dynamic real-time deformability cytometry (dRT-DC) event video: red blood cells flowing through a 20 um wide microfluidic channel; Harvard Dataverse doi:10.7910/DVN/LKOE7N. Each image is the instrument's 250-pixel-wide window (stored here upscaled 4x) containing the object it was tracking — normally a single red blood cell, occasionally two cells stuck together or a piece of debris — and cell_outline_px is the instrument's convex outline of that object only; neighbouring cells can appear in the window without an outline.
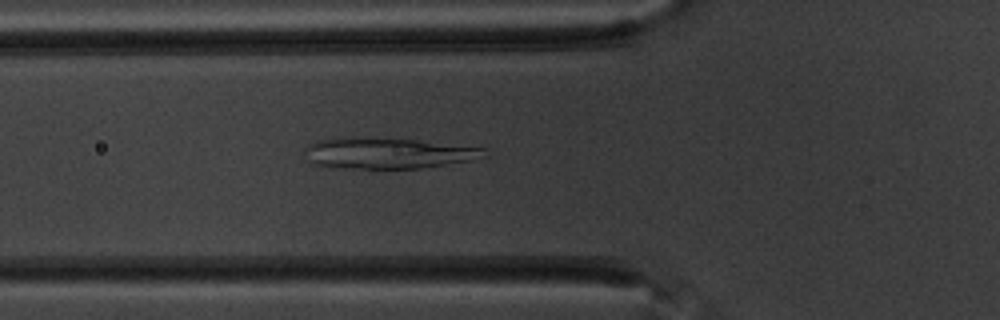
{"species": "common noctule bat (a hibernating species)", "species_latin": "Nyctalus noctula", "temperature_condition": "warm", "stored_images_in_passage": 58, "camera_frame_rate_fps": 3000, "um_per_image_px": 0.085, "animal": {"sex": "male", "body_mass_g": 20.1, "forearm_length_mm": 53.5}, "frame": {"image": 1, "passage_image": 21, "time_ms": 6.667, "image_size_px": [1000, 320], "cell_outline_px": [[488, 156], [468, 160], [420, 168], [356, 168], [312, 164], [308, 160], [304, 152], [304, 148], [316, 140], [352, 136], [416, 140], [484, 148]], "centroid_in_image_um": [32.9, 13.0], "position_along_channel_um": 92.9, "area_um2": 32.02}}
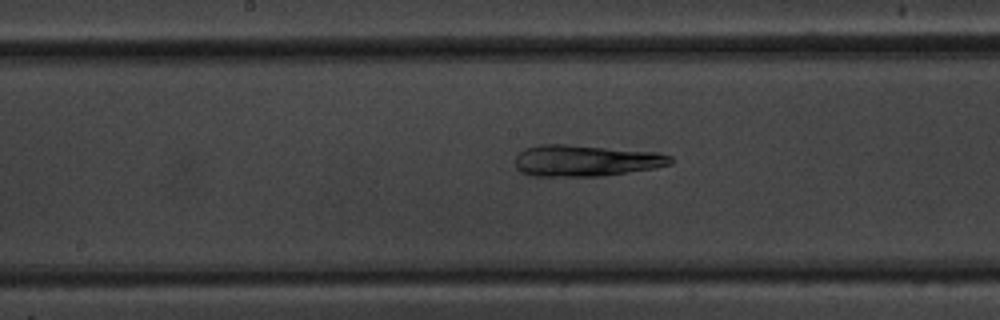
{"frame": {"image": 2, "passage_image": 30, "time_ms": 9.667, "image_size_px": [1000, 320], "cell_outline_px": [[672, 164], [656, 168], [600, 176], [528, 176], [520, 172], [516, 168], [516, 156], [524, 148], [536, 144], [568, 144], [656, 152], [672, 156]], "centroid_in_image_um": [49.75, 13.65], "position_along_channel_um": 198.4, "area_um2": 28.67}}
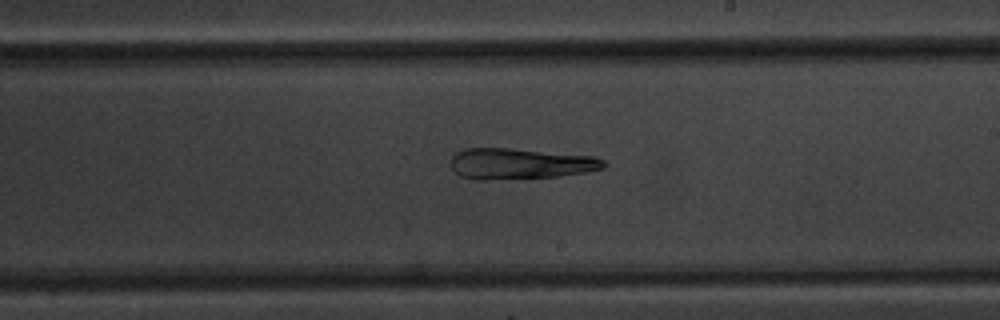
{"frame": {"image": 3, "passage_image": 34, "time_ms": 11.0, "image_size_px": [1000, 320], "cell_outline_px": [[608, 164], [604, 168], [588, 172], [556, 176], [480, 180], [460, 176], [452, 168], [452, 156], [456, 152], [464, 148], [512, 148], [596, 156], [604, 160]], "centroid_in_image_um": [44.25, 13.9], "position_along_channel_um": 244.7, "area_um2": 27.57}}